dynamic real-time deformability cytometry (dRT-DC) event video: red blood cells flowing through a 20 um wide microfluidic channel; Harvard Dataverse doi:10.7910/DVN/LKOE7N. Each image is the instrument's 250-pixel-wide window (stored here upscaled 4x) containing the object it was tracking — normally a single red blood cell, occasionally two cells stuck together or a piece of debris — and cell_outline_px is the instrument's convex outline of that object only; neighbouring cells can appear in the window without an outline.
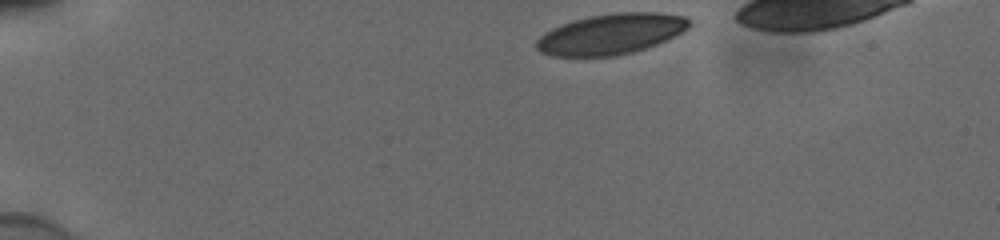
{"species": "human", "species_latin": "Homo sapiens", "temperature_condition": "cold", "stored_images_in_passage": 37, "camera_frame_rate_fps": 3000, "um_per_image_px": 0.085, "donor": {"sex": "male"}, "frame": {"image": 1, "passage_image": 1, "time_ms": 0.0, "image_size_px": [1000, 240], "cell_outline_px": [[692, 24], [688, 28], [656, 44], [632, 52], [616, 56], [552, 56], [540, 52], [536, 48], [536, 40], [544, 32], [560, 24], [572, 20], [588, 16], [616, 12], [656, 12], [684, 16]], "centroid_in_image_um": [51.88, 2.88], "position_along_channel_um": 33.1, "area_um2": 36.07}}
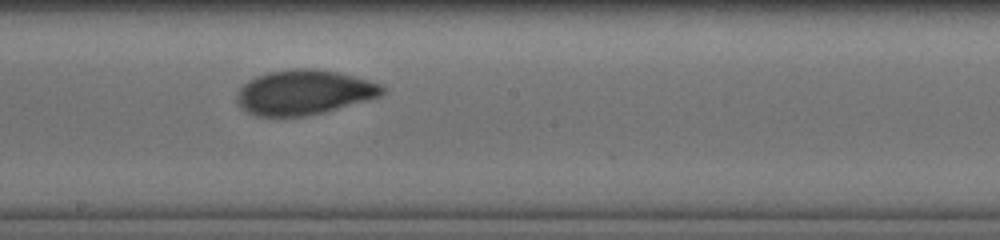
{"frame": {"image": 2, "passage_image": 22, "time_ms": 7.0, "image_size_px": [1000, 240], "cell_outline_px": [[384, 92], [380, 96], [324, 112], [304, 116], [256, 116], [248, 112], [236, 100], [236, 96], [240, 88], [248, 80], [256, 76], [268, 72], [288, 68], [312, 68], [336, 72], [368, 80], [380, 84], [384, 88]], "centroid_in_image_um": [25.81, 7.84], "position_along_channel_um": 222.4, "area_um2": 37.63}}
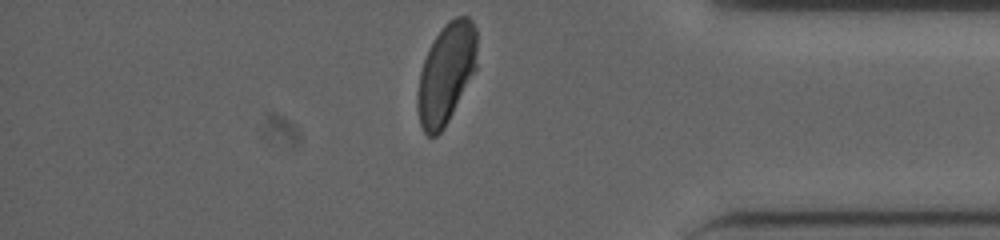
{"frame": {"image": 3, "passage_image": 37, "time_ms": 12.0, "image_size_px": [1000, 240], "cell_outline_px": [[476, 68], [444, 128], [436, 136], [428, 136], [424, 132], [420, 124], [416, 108], [416, 96], [420, 72], [424, 60], [436, 36], [448, 20], [456, 16], [468, 16], [472, 20], [476, 28]], "centroid_in_image_um": [37.9, 6.25], "position_along_channel_um": 397.3, "area_um2": 34.51}, "authors_computed_cell_mechanics": {"area_um2": 37.4544, "velocity_mm_per_s": 3.8438, "shape_relaxation_time_tau1_ms": 4.3253, "shape_relaxation_time_tau2_ms": 1.0467, "deformation_change_tau1": 0.1441, "deformation_change_tau2": 0.0467}}